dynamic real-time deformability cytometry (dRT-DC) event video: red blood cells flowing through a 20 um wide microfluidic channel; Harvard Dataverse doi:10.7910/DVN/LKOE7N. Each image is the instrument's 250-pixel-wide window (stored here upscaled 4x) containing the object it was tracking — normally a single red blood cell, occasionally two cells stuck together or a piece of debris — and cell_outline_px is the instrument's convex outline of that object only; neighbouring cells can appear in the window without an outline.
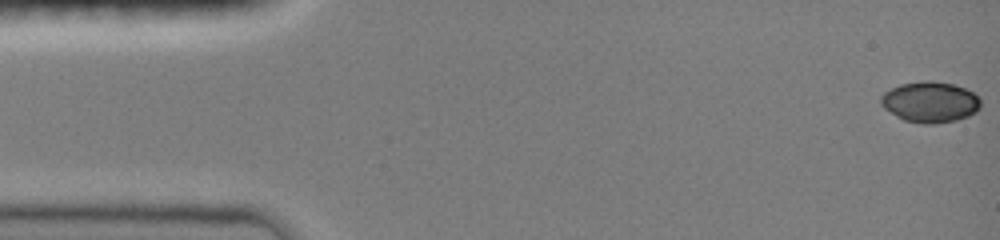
{"species": "common noctule bat (a hibernating species)", "species_latin": "Nyctalus noctula", "temperature_condition": "room temperature", "stored_images_in_passage": 11, "camera_frame_rate_fps": 3000, "um_per_image_px": 0.085, "animal": {"sex": "female", "body_mass_g": 19.0, "forearm_length_mm": 51.5}, "frame": {"image": 1, "passage_image": 1, "time_ms": 0.0, "image_size_px": [1000, 240], "cell_outline_px": [[980, 108], [976, 112], [968, 116], [956, 120], [936, 124], [924, 124], [904, 120], [896, 116], [884, 108], [880, 104], [880, 96], [884, 92], [900, 84], [924, 80], [932, 80], [952, 84], [964, 88], [980, 96]], "centroid_in_image_um": [79.06, 8.67], "position_along_channel_um": 5.9, "area_um2": 23.93}}
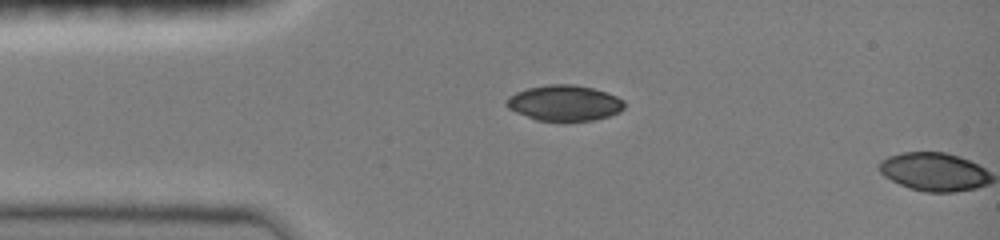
{"frame": {"image": 2, "passage_image": 10, "time_ms": 3.333, "image_size_px": [1000, 240], "cell_outline_px": [[624, 108], [620, 112], [608, 116], [592, 120], [564, 124], [536, 120], [516, 112], [508, 108], [504, 104], [504, 100], [508, 96], [516, 92], [528, 88], [548, 84], [572, 84], [592, 88], [616, 96], [624, 100]], "centroid_in_image_um": [47.94, 8.79], "position_along_channel_um": 37.1, "area_um2": 25.14}}